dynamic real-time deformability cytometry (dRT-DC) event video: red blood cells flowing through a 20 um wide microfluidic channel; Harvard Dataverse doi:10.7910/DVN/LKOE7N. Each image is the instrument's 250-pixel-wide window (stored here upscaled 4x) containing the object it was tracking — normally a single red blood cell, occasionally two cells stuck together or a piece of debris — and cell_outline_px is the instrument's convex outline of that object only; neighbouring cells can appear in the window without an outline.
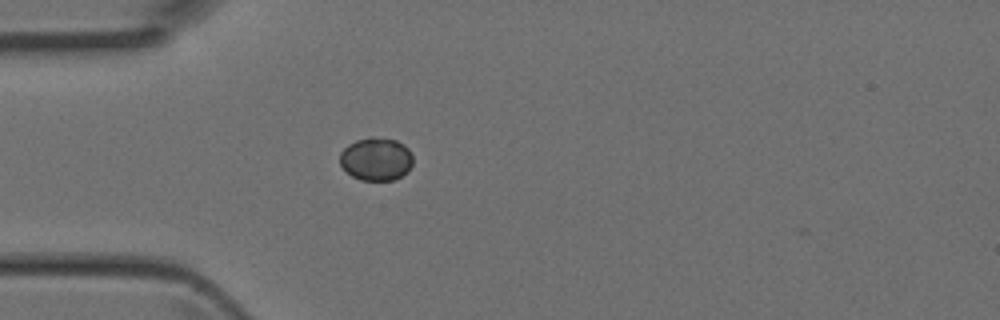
{"species": "Egyptian fruit bat (a non-hibernating species)", "species_latin": "Rousettus aegyptiacus", "temperature_condition": "room temperature", "stored_images_in_passage": 5, "camera_frame_rate_fps": 3000, "um_per_image_px": 0.085, "animal": {"sex": "female"}, "frame": {"image": 1, "passage_image": 5, "time_ms": 1.333, "image_size_px": [1000, 320], "cell_outline_px": [[412, 164], [408, 172], [392, 180], [360, 180], [352, 176], [340, 164], [340, 152], [348, 144], [356, 140], [372, 136], [396, 140], [404, 144], [408, 148], [412, 156]], "centroid_in_image_um": [31.97, 13.51], "position_along_channel_um": 53.0, "area_um2": 18.38}}